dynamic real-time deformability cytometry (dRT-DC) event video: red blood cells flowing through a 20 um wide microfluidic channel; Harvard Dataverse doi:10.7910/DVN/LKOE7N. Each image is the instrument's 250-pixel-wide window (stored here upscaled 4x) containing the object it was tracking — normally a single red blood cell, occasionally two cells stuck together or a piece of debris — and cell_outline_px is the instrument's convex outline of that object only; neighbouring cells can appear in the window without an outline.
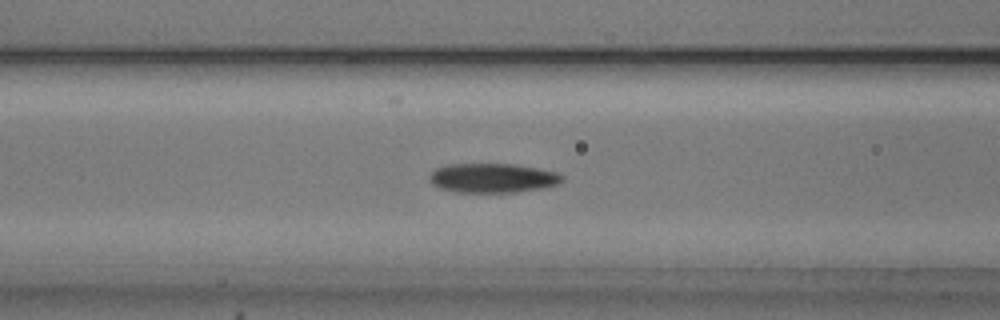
{"species": "common noctule bat (a hibernating species)", "species_latin": "Nyctalus noctula", "temperature_condition": "cold", "stored_images_in_passage": 53, "camera_frame_rate_fps": 3000, "um_per_image_px": 0.085, "animal": {"sex": "male", "body_mass_g": 20.5, "forearm_length_mm": 52.5}, "frame": {"image": 1, "passage_image": 21, "time_ms": 6.667, "image_size_px": [1000, 320], "cell_outline_px": [[564, 180], [560, 184], [544, 188], [516, 192], [456, 192], [440, 188], [432, 184], [428, 180], [428, 176], [436, 168], [448, 164], [516, 164], [540, 168], [556, 172], [564, 176]], "centroid_in_image_um": [41.9, 15.13], "position_along_channel_um": 124.7, "area_um2": 23.0}}
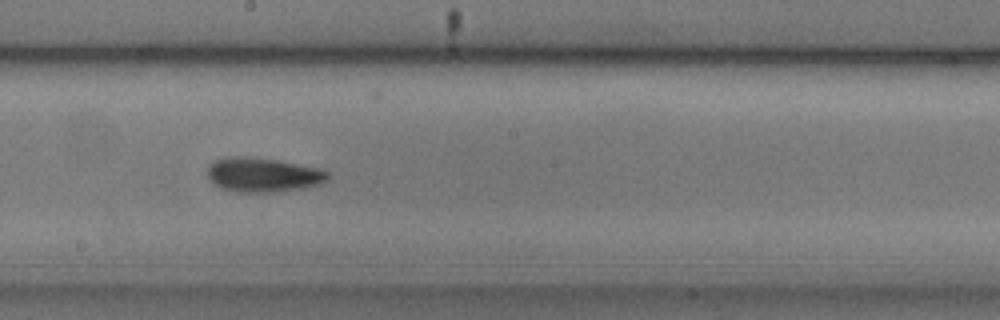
{"frame": {"image": 2, "passage_image": 29, "time_ms": 9.333, "image_size_px": [1000, 320], "cell_outline_px": [[328, 180], [320, 184], [304, 188], [272, 192], [236, 192], [212, 184], [208, 180], [208, 168], [216, 160], [228, 156], [244, 156], [276, 160], [320, 168], [328, 172]], "centroid_in_image_um": [22.35, 14.86], "position_along_channel_um": 225.8, "area_um2": 24.04}}
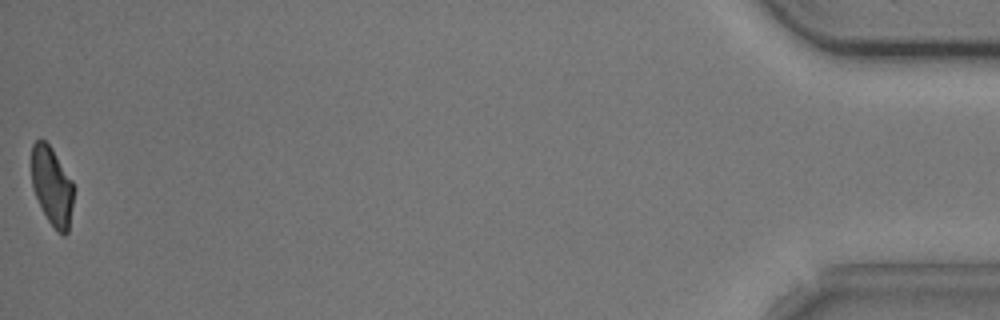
{"frame": {"image": 3, "passage_image": 53, "time_ms": 17.333, "image_size_px": [1000, 320], "cell_outline_px": [[76, 188], [68, 232], [64, 236], [48, 220], [32, 188], [32, 144], [40, 136], [52, 148], [72, 180]], "centroid_in_image_um": [4.45, 15.79], "position_along_channel_um": 430.8, "area_um2": 19.42}, "authors_computed_cell_mechanics": {"area_um2": 22.3108, "velocity_mm_per_s": 3.785, "shape_relaxation_time_tau1_ms": 4.249, "shape_relaxation_time_tau2_ms": null, "deformation_change_tau1": 0.1295, "deformation_change_tau2": null}}